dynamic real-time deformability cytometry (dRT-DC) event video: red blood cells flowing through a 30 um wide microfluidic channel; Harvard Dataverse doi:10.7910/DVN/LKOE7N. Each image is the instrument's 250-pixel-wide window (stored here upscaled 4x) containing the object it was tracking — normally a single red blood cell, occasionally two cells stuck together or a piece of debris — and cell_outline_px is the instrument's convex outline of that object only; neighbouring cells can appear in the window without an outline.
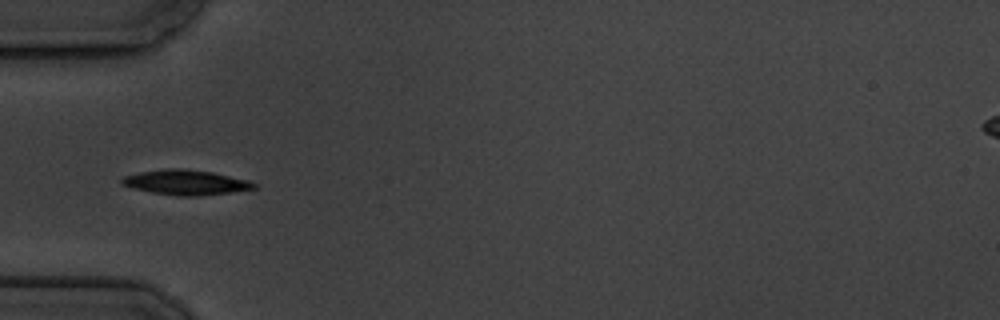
{"species": "common noctule bat (a hibernating species)", "species_latin": "Nyctalus noctula", "temperature_condition": "cold", "stored_images_in_passage": 8, "camera_frame_rate_fps": 3000, "um_per_image_px": 0.085, "animal": {"sex": "male", "body_mass_g": 19.5, "forearm_length_mm": 54.6}, "frame": {"image": 1, "passage_image": 6, "time_ms": 5.667, "image_size_px": [1000, 320], "cell_outline_px": [[256, 188], [232, 192], [200, 196], [180, 196], [152, 192], [120, 184], [120, 180], [124, 176], [140, 172], [168, 168], [184, 168], [212, 172], [248, 180], [256, 184]], "centroid_in_image_um": [15.8, 15.5], "position_along_channel_um": 69.2, "area_um2": 19.07}}